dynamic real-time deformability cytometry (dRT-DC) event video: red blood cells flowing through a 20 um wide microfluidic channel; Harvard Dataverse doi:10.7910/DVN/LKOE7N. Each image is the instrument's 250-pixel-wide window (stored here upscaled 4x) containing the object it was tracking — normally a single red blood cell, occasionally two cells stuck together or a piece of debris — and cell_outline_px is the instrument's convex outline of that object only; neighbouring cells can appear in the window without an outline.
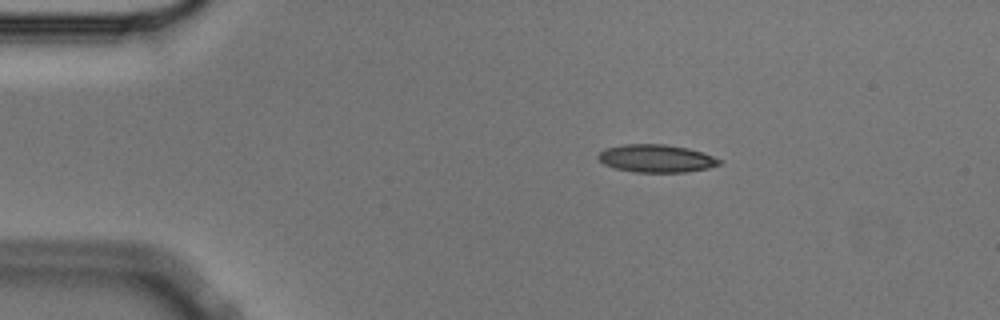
{"species": "Egyptian fruit bat (a non-hibernating species)", "species_latin": "Rousettus aegyptiacus", "temperature_condition": "cold", "stored_images_in_passage": 47, "camera_frame_rate_fps": 3000, "um_per_image_px": 0.085, "animal": {"sex": "male"}, "frame": {"image": 1, "passage_image": 1, "time_ms": 0.0, "image_size_px": [1000, 320], "cell_outline_px": [[724, 160], [720, 164], [708, 168], [684, 172], [636, 172], [616, 168], [604, 164], [596, 156], [604, 148], [624, 144], [668, 144], [688, 148]], "centroid_in_image_um": [55.78, 13.46], "position_along_channel_um": 29.2, "area_um2": 19.59}}
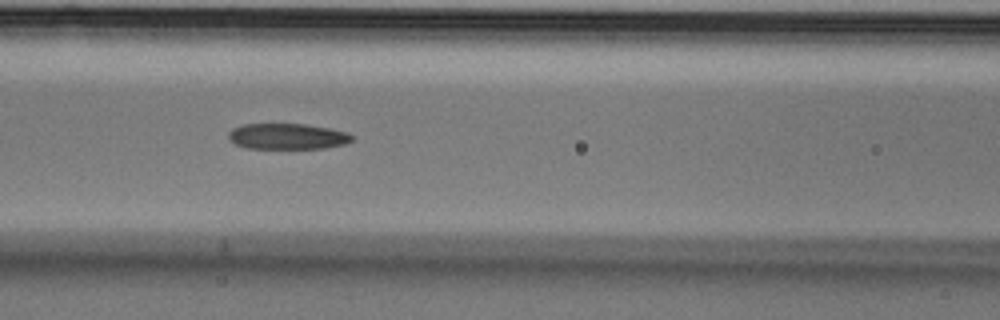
{"frame": {"image": 2, "passage_image": 15, "time_ms": 4.667, "image_size_px": [1000, 320], "cell_outline_px": [[352, 140], [344, 144], [324, 148], [248, 148], [236, 144], [228, 140], [228, 132], [232, 128], [244, 124], [304, 124], [328, 128], [348, 132], [352, 136]], "centroid_in_image_um": [24.39, 11.59], "position_along_channel_um": 142.2, "area_um2": 18.5}}
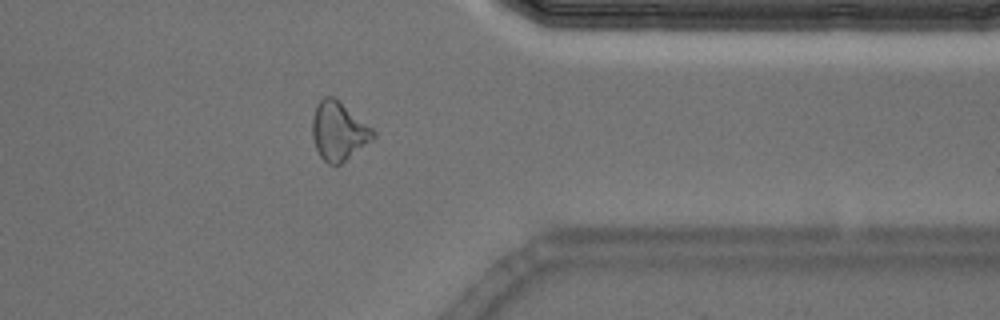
{"frame": {"image": 3, "passage_image": 36, "time_ms": 11.667, "image_size_px": [1000, 320], "cell_outline_px": [[376, 136], [372, 140], [340, 164], [328, 164], [320, 156], [316, 148], [312, 136], [312, 120], [316, 104], [324, 96], [332, 96], [372, 128], [376, 132]], "centroid_in_image_um": [28.76, 11.15], "position_along_channel_um": 382.6, "area_um2": 20.4}, "authors_computed_cell_mechanics": {"area_um2": 20.0566, "velocity_mm_per_s": 3.5656, "shape_relaxation_time_tau1_ms": 7.1687, "shape_relaxation_time_tau2_ms": 7.207, "deformation_change_tau1": 0.1578, "deformation_change_tau2": 0.1823}}